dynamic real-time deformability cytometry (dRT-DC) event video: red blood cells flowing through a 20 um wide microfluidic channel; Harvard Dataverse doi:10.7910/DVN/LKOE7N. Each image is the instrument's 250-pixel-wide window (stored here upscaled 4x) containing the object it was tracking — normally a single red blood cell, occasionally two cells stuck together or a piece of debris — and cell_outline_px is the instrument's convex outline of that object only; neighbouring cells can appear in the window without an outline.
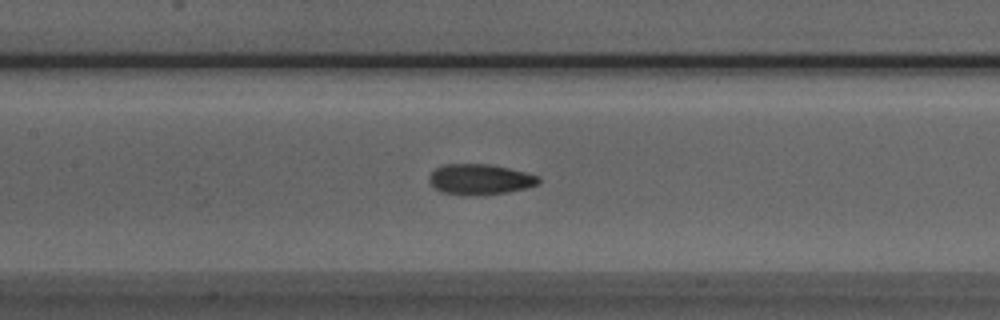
{"species": "Egyptian fruit bat (a non-hibernating species)", "species_latin": "Rousettus aegyptiacus", "temperature_condition": "room temperature", "stored_images_in_passage": 44, "camera_frame_rate_fps": 3000, "um_per_image_px": 0.085, "animal": {"sex": "male"}, "frame": {"image": 1, "passage_image": 23, "time_ms": 7.333, "image_size_px": [1000, 320], "cell_outline_px": [[540, 184], [528, 188], [508, 192], [476, 196], [464, 196], [440, 192], [428, 180], [428, 176], [436, 168], [444, 164], [488, 164], [508, 168], [540, 176]], "centroid_in_image_um": [40.81, 15.26], "position_along_channel_um": 166.6, "area_um2": 19.77}}
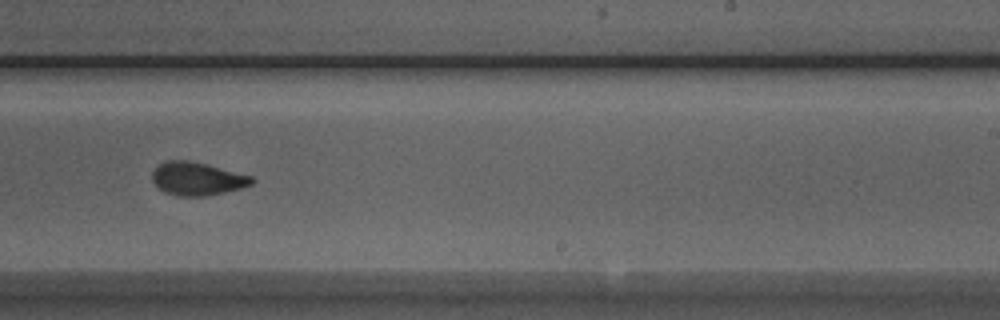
{"frame": {"image": 2, "passage_image": 31, "time_ms": 10.0, "image_size_px": [1000, 320], "cell_outline_px": [[256, 180], [252, 184], [240, 188], [224, 192], [204, 196], [176, 196], [164, 192], [152, 180], [152, 172], [164, 160], [188, 160], [208, 164], [252, 176]], "centroid_in_image_um": [16.76, 15.18], "position_along_channel_um": 272.2, "area_um2": 19.25}}
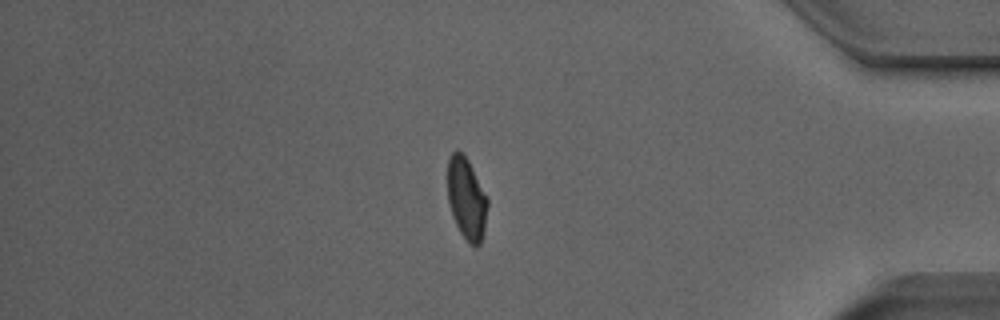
{"frame": {"image": 3, "passage_image": 43, "time_ms": 14.0, "image_size_px": [1000, 320], "cell_outline_px": [[488, 204], [484, 232], [480, 244], [476, 248], [468, 244], [460, 232], [452, 216], [448, 200], [448, 160], [452, 152], [456, 148], [468, 160], [488, 196]], "centroid_in_image_um": [39.67, 16.91], "position_along_channel_um": 395.5, "area_um2": 19.31}}